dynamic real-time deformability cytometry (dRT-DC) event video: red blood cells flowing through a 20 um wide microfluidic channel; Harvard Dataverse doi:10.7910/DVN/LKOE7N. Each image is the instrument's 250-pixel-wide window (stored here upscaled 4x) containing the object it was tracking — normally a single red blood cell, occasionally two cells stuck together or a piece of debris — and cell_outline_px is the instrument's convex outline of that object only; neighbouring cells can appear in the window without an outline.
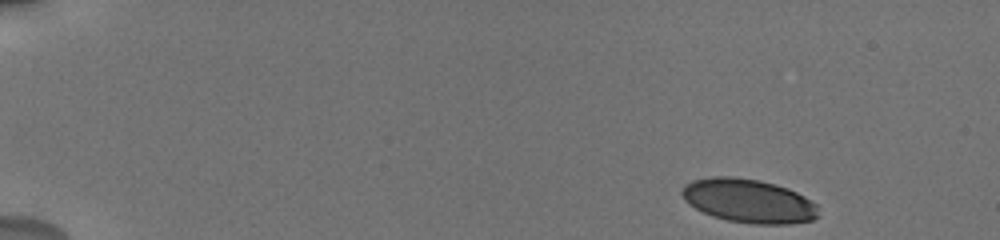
{"species": "human", "species_latin": "Homo sapiens", "temperature_condition": "cold", "stored_images_in_passage": 30, "camera_frame_rate_fps": 3000, "um_per_image_px": 0.085, "donor": {"sex": "male"}, "frame": {"image": 1, "passage_image": 1, "time_ms": 0.0, "image_size_px": [1000, 240], "cell_outline_px": [[820, 216], [812, 220], [788, 224], [752, 224], [728, 220], [712, 216], [688, 204], [684, 200], [680, 192], [684, 184], [692, 180], [712, 176], [732, 176], [760, 180], [776, 184], [788, 188], [804, 196], [816, 204]], "centroid_in_image_um": [63.62, 17.06], "position_along_channel_um": 21.4, "area_um2": 35.08}}
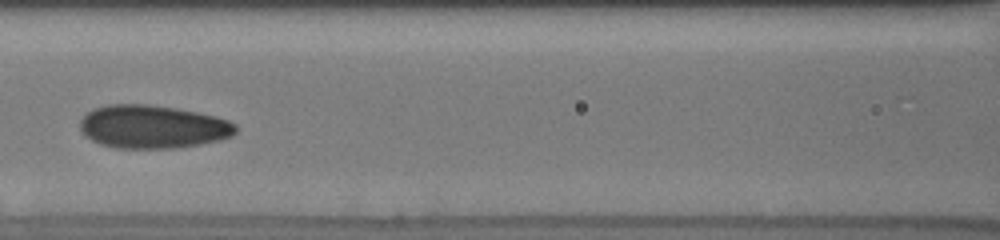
{"frame": {"image": 2, "passage_image": 14, "time_ms": 7.0, "image_size_px": [1000, 240], "cell_outline_px": [[236, 132], [232, 136], [220, 140], [200, 144], [176, 148], [116, 148], [100, 144], [84, 136], [80, 128], [80, 120], [92, 108], [108, 104], [148, 104], [176, 108], [196, 112], [228, 120], [236, 124]], "centroid_in_image_um": [12.95, 10.77], "position_along_channel_um": 153.6, "area_um2": 39.3}}
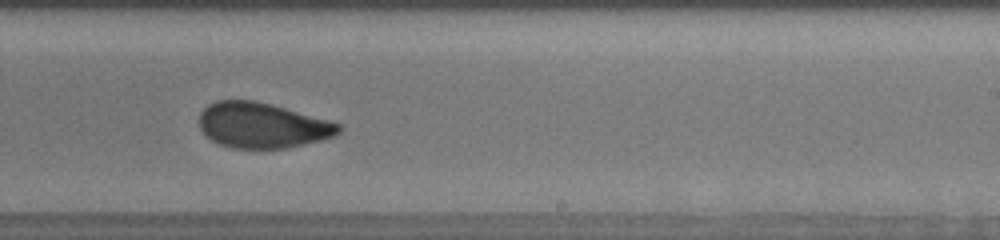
{"frame": {"image": 3, "passage_image": 19, "time_ms": 10.0, "image_size_px": [1000, 240], "cell_outline_px": [[340, 132], [336, 136], [288, 148], [232, 148], [220, 144], [204, 136], [200, 128], [200, 112], [208, 104], [216, 100], [256, 100], [328, 120], [340, 124]], "centroid_in_image_um": [22.26, 10.65], "position_along_channel_um": 266.7, "area_um2": 36.82}, "authors_computed_cell_mechanics": {"area_um2": 36.414, "velocity_mm_per_s": 3.7821, "shape_relaxation_time_tau1_ms": 4.9906, "shape_relaxation_time_tau2_ms": 0.9328, "deformation_change_tau1": 0.132, "deformation_change_tau2": 0.0511}}